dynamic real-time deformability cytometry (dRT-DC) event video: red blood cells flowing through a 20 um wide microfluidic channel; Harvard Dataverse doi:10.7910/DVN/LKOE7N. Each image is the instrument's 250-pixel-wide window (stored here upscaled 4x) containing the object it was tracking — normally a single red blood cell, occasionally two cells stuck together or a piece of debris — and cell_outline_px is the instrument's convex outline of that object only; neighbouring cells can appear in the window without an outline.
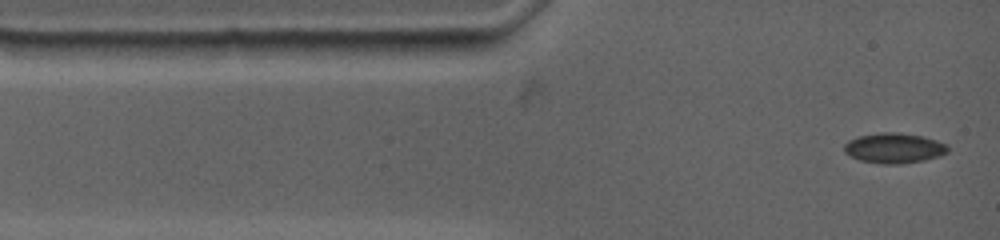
{"species": "common noctule bat (a hibernating species)", "species_latin": "Nyctalus noctula", "temperature_condition": "warm", "stored_images_in_passage": 3, "camera_frame_rate_fps": 4500, "um_per_image_px": 0.085, "animal": {"sex": "female", "body_mass_g": 19.0, "forearm_length_mm": 53.3}, "frame": {"image": 1, "passage_image": 3, "time_ms": 0.667, "image_size_px": [1000, 240], "cell_outline_px": [[948, 152], [924, 160], [900, 164], [880, 164], [860, 160], [844, 152], [844, 144], [848, 140], [860, 136], [880, 132], [900, 132], [920, 136], [936, 140], [948, 144]], "centroid_in_image_um": [75.98, 12.58], "position_along_channel_um": 9.0, "area_um2": 18.15}}